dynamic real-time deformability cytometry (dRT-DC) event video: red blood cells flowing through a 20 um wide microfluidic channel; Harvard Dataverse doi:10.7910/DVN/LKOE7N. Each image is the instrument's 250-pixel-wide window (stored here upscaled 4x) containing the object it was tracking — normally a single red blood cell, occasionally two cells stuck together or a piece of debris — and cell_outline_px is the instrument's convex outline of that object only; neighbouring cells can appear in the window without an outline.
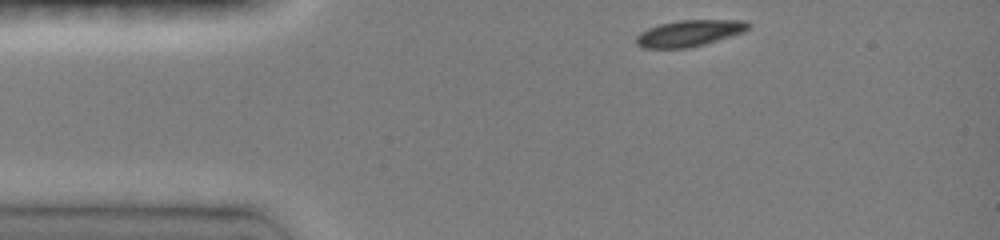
{"species": "common noctule bat (a hibernating species)", "species_latin": "Nyctalus noctula", "temperature_condition": "room temperature", "stored_images_in_passage": 11, "camera_frame_rate_fps": 3000, "um_per_image_px": 0.085, "animal": {"sex": "female", "body_mass_g": 19.0, "forearm_length_mm": 51.5}, "frame": {"image": 1, "passage_image": 1, "time_ms": 0.0, "image_size_px": [1000, 240], "cell_outline_px": [[752, 24], [744, 32], [704, 44], [688, 48], [644, 48], [636, 44], [636, 36], [640, 32], [648, 28], [660, 24], [680, 20], [748, 20]], "centroid_in_image_um": [58.6, 2.82], "position_along_channel_um": 26.4, "area_um2": 17.22}}
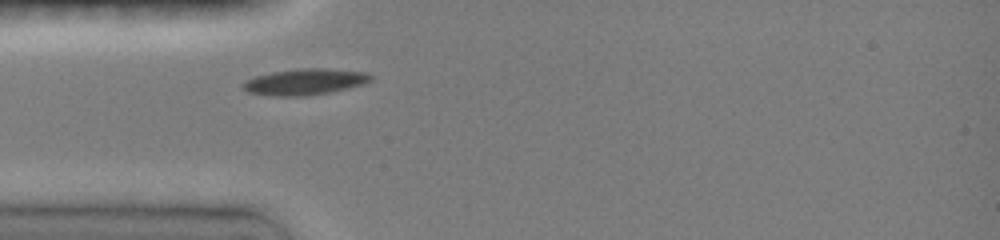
{"frame": {"image": 2, "passage_image": 7, "time_ms": 2.0, "image_size_px": [1000, 240], "cell_outline_px": [[372, 80], [364, 84], [348, 88], [328, 92], [304, 96], [272, 96], [248, 92], [240, 84], [256, 76], [272, 72], [300, 68], [324, 68], [368, 72], [372, 76]], "centroid_in_image_um": [25.94, 6.95], "position_along_channel_um": 59.1, "area_um2": 19.42}}